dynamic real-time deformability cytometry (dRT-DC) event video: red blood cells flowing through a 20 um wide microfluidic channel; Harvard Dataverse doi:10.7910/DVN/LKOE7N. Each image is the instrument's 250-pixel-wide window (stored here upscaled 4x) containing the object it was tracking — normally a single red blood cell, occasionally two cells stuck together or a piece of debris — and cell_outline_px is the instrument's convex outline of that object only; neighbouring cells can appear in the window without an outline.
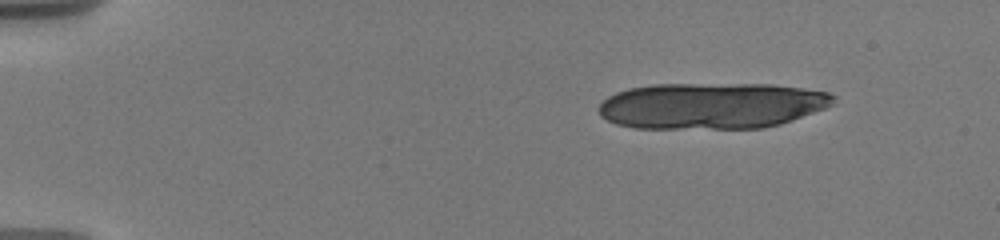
{"species": "human", "species_latin": "Homo sapiens", "temperature_condition": "warm", "stored_images_in_passage": 11, "camera_frame_rate_fps": 3000, "um_per_image_px": 0.085, "donor": {"sex": "male"}, "frame": {"image": 1, "passage_image": 1, "time_ms": 0.0, "image_size_px": [1000, 240], "cell_outline_px": [[836, 96], [832, 104], [824, 108], [792, 120], [780, 124], [764, 128], [636, 128], [616, 124], [600, 116], [596, 108], [608, 96], [616, 92], [628, 88], [652, 84], [772, 84], [804, 88], [828, 92]], "centroid_in_image_um": [60.45, 8.98], "position_along_channel_um": 24.5, "area_um2": 63.46}}